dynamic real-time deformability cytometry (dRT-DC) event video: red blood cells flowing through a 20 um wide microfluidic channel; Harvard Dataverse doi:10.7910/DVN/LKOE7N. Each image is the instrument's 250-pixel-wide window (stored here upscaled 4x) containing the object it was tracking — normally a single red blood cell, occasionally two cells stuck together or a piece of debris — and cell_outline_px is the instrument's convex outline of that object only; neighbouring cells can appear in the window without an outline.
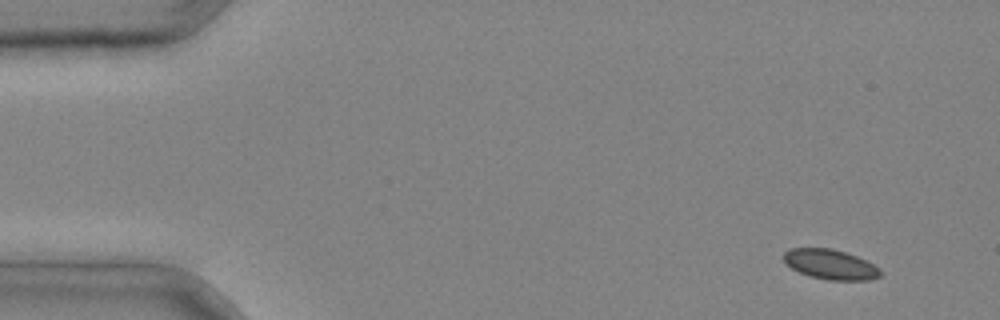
{"species": "common noctule bat (a hibernating species)", "species_latin": "Nyctalus noctula", "temperature_condition": "cold", "stored_images_in_passage": 4, "camera_frame_rate_fps": 3000, "um_per_image_px": 0.085, "animal": {"sex": "male", "body_mass_g": 20.4}, "frame": {"image": 1, "passage_image": 1, "time_ms": 0.0, "image_size_px": [1000, 320], "cell_outline_px": [[884, 272], [880, 276], [868, 280], [828, 280], [812, 276], [800, 272], [792, 268], [784, 260], [784, 252], [792, 248], [832, 248], [856, 256], [880, 268]], "centroid_in_image_um": [70.62, 22.47], "position_along_channel_um": 14.4, "area_um2": 16.65}}
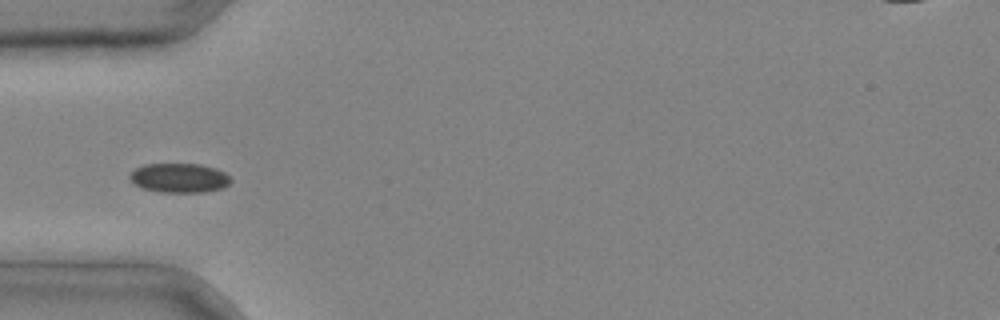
{"frame": {"image": 2, "passage_image": 4, "time_ms": 1.0, "image_size_px": [1000, 320], "cell_outline_px": [[232, 180], [224, 188], [204, 192], [160, 192], [144, 188], [136, 184], [128, 176], [136, 168], [144, 164], [200, 164], [216, 168], [224, 172]], "centroid_in_image_um": [15.27, 15.12], "position_along_channel_um": 69.7, "area_um2": 17.17}}